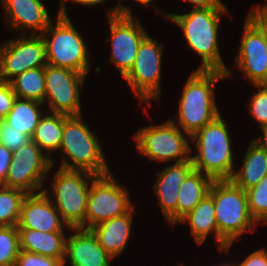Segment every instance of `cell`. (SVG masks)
I'll list each match as a JSON object with an SVG mask.
<instances>
[{"label":"cell","mask_w":267,"mask_h":266,"mask_svg":"<svg viewBox=\"0 0 267 266\" xmlns=\"http://www.w3.org/2000/svg\"><path fill=\"white\" fill-rule=\"evenodd\" d=\"M227 14L226 8L192 9L186 14H166L183 31L188 46L202 59L198 70H217L231 72L225 66L218 46V28L221 14Z\"/></svg>","instance_id":"1"},{"label":"cell","mask_w":267,"mask_h":266,"mask_svg":"<svg viewBox=\"0 0 267 266\" xmlns=\"http://www.w3.org/2000/svg\"><path fill=\"white\" fill-rule=\"evenodd\" d=\"M227 78L226 72L217 70L193 71L183 88L179 101L176 124L184 133L192 137L206 124L214 121L220 113L214 99V85Z\"/></svg>","instance_id":"2"},{"label":"cell","mask_w":267,"mask_h":266,"mask_svg":"<svg viewBox=\"0 0 267 266\" xmlns=\"http://www.w3.org/2000/svg\"><path fill=\"white\" fill-rule=\"evenodd\" d=\"M208 195L215 207L218 248L227 252L233 242L257 226V222L250 214L246 191L231 180H214Z\"/></svg>","instance_id":"3"},{"label":"cell","mask_w":267,"mask_h":266,"mask_svg":"<svg viewBox=\"0 0 267 266\" xmlns=\"http://www.w3.org/2000/svg\"><path fill=\"white\" fill-rule=\"evenodd\" d=\"M222 116L206 124L190 139L197 144L196 155L191 156L195 170L213 180H230L234 173L231 137Z\"/></svg>","instance_id":"4"},{"label":"cell","mask_w":267,"mask_h":266,"mask_svg":"<svg viewBox=\"0 0 267 266\" xmlns=\"http://www.w3.org/2000/svg\"><path fill=\"white\" fill-rule=\"evenodd\" d=\"M60 4L56 25L50 23L41 34L47 64L87 75L90 70L88 47L69 19L65 1L61 0Z\"/></svg>","instance_id":"5"},{"label":"cell","mask_w":267,"mask_h":266,"mask_svg":"<svg viewBox=\"0 0 267 266\" xmlns=\"http://www.w3.org/2000/svg\"><path fill=\"white\" fill-rule=\"evenodd\" d=\"M82 115H63V134L60 151L71 159L65 160L60 168L66 170L86 171L96 176L110 173L104 154L94 132L82 121Z\"/></svg>","instance_id":"6"},{"label":"cell","mask_w":267,"mask_h":266,"mask_svg":"<svg viewBox=\"0 0 267 266\" xmlns=\"http://www.w3.org/2000/svg\"><path fill=\"white\" fill-rule=\"evenodd\" d=\"M95 177L86 171L58 169L52 184L55 200L51 197V201L68 227L85 229L89 182Z\"/></svg>","instance_id":"7"},{"label":"cell","mask_w":267,"mask_h":266,"mask_svg":"<svg viewBox=\"0 0 267 266\" xmlns=\"http://www.w3.org/2000/svg\"><path fill=\"white\" fill-rule=\"evenodd\" d=\"M173 120L160 125L140 128L133 136L138 151L152 161L166 162L174 160L176 163L191 159L192 148L187 133L182 134ZM184 134L186 137H184Z\"/></svg>","instance_id":"8"},{"label":"cell","mask_w":267,"mask_h":266,"mask_svg":"<svg viewBox=\"0 0 267 266\" xmlns=\"http://www.w3.org/2000/svg\"><path fill=\"white\" fill-rule=\"evenodd\" d=\"M107 18L112 35L110 59L124 77L132 68L138 47L148 33L140 22H134L132 11L122 3L108 10Z\"/></svg>","instance_id":"9"},{"label":"cell","mask_w":267,"mask_h":266,"mask_svg":"<svg viewBox=\"0 0 267 266\" xmlns=\"http://www.w3.org/2000/svg\"><path fill=\"white\" fill-rule=\"evenodd\" d=\"M90 183L85 229L122 216L134 208L129 199V191L123 189L124 187L115 180L111 172L96 176Z\"/></svg>","instance_id":"10"},{"label":"cell","mask_w":267,"mask_h":266,"mask_svg":"<svg viewBox=\"0 0 267 266\" xmlns=\"http://www.w3.org/2000/svg\"><path fill=\"white\" fill-rule=\"evenodd\" d=\"M162 54V45L148 34L138 47L132 68L123 77L142 103L152 99L159 102Z\"/></svg>","instance_id":"11"},{"label":"cell","mask_w":267,"mask_h":266,"mask_svg":"<svg viewBox=\"0 0 267 266\" xmlns=\"http://www.w3.org/2000/svg\"><path fill=\"white\" fill-rule=\"evenodd\" d=\"M53 159L32 140L13 152V159L2 186L35 194L47 180L46 173L53 166Z\"/></svg>","instance_id":"12"},{"label":"cell","mask_w":267,"mask_h":266,"mask_svg":"<svg viewBox=\"0 0 267 266\" xmlns=\"http://www.w3.org/2000/svg\"><path fill=\"white\" fill-rule=\"evenodd\" d=\"M87 75L61 67L45 66V102L52 113L81 115L80 89ZM81 87V88H80Z\"/></svg>","instance_id":"13"},{"label":"cell","mask_w":267,"mask_h":266,"mask_svg":"<svg viewBox=\"0 0 267 266\" xmlns=\"http://www.w3.org/2000/svg\"><path fill=\"white\" fill-rule=\"evenodd\" d=\"M47 65L45 42L40 34L8 40L0 46V80L9 82L22 72Z\"/></svg>","instance_id":"14"},{"label":"cell","mask_w":267,"mask_h":266,"mask_svg":"<svg viewBox=\"0 0 267 266\" xmlns=\"http://www.w3.org/2000/svg\"><path fill=\"white\" fill-rule=\"evenodd\" d=\"M253 85H267V44L264 31L248 16L236 64Z\"/></svg>","instance_id":"15"},{"label":"cell","mask_w":267,"mask_h":266,"mask_svg":"<svg viewBox=\"0 0 267 266\" xmlns=\"http://www.w3.org/2000/svg\"><path fill=\"white\" fill-rule=\"evenodd\" d=\"M44 189L35 194H27L24 198L17 229H32L42 232H64L63 228L70 227L63 221Z\"/></svg>","instance_id":"16"},{"label":"cell","mask_w":267,"mask_h":266,"mask_svg":"<svg viewBox=\"0 0 267 266\" xmlns=\"http://www.w3.org/2000/svg\"><path fill=\"white\" fill-rule=\"evenodd\" d=\"M194 169L192 159L171 164L158 173L154 191L157 194L161 210L167 222L177 224V201L180 185Z\"/></svg>","instance_id":"17"},{"label":"cell","mask_w":267,"mask_h":266,"mask_svg":"<svg viewBox=\"0 0 267 266\" xmlns=\"http://www.w3.org/2000/svg\"><path fill=\"white\" fill-rule=\"evenodd\" d=\"M4 14L12 30H22L25 35L26 30L32 29V34L40 35L52 22L45 4L41 0H1ZM51 20V21H50ZM16 28V29H15ZM25 29V31H24ZM38 30V33L36 32ZM40 31V32H39ZM35 32V33H34Z\"/></svg>","instance_id":"18"},{"label":"cell","mask_w":267,"mask_h":266,"mask_svg":"<svg viewBox=\"0 0 267 266\" xmlns=\"http://www.w3.org/2000/svg\"><path fill=\"white\" fill-rule=\"evenodd\" d=\"M70 230L74 234L66 238L65 256L71 266H110L113 257L98 243L90 229Z\"/></svg>","instance_id":"19"},{"label":"cell","mask_w":267,"mask_h":266,"mask_svg":"<svg viewBox=\"0 0 267 266\" xmlns=\"http://www.w3.org/2000/svg\"><path fill=\"white\" fill-rule=\"evenodd\" d=\"M133 208L122 216L114 217L90 228L98 243L113 258L122 253L131 233Z\"/></svg>","instance_id":"20"},{"label":"cell","mask_w":267,"mask_h":266,"mask_svg":"<svg viewBox=\"0 0 267 266\" xmlns=\"http://www.w3.org/2000/svg\"><path fill=\"white\" fill-rule=\"evenodd\" d=\"M20 250L52 257L65 259L66 235L64 232H42L32 229H18Z\"/></svg>","instance_id":"21"},{"label":"cell","mask_w":267,"mask_h":266,"mask_svg":"<svg viewBox=\"0 0 267 266\" xmlns=\"http://www.w3.org/2000/svg\"><path fill=\"white\" fill-rule=\"evenodd\" d=\"M239 171H234L231 181L243 190L256 186L267 175V152L251 141Z\"/></svg>","instance_id":"22"},{"label":"cell","mask_w":267,"mask_h":266,"mask_svg":"<svg viewBox=\"0 0 267 266\" xmlns=\"http://www.w3.org/2000/svg\"><path fill=\"white\" fill-rule=\"evenodd\" d=\"M213 179L193 169L179 186L177 201V223L191 212L208 194Z\"/></svg>","instance_id":"23"},{"label":"cell","mask_w":267,"mask_h":266,"mask_svg":"<svg viewBox=\"0 0 267 266\" xmlns=\"http://www.w3.org/2000/svg\"><path fill=\"white\" fill-rule=\"evenodd\" d=\"M187 221L190 224L191 234L195 238L196 243H204L211 232L214 233V237L218 243L215 207L213 199L209 195L202 199L179 223H185Z\"/></svg>","instance_id":"24"},{"label":"cell","mask_w":267,"mask_h":266,"mask_svg":"<svg viewBox=\"0 0 267 266\" xmlns=\"http://www.w3.org/2000/svg\"><path fill=\"white\" fill-rule=\"evenodd\" d=\"M63 134V114H43L31 137L42 151L50 157L53 151L60 150Z\"/></svg>","instance_id":"25"},{"label":"cell","mask_w":267,"mask_h":266,"mask_svg":"<svg viewBox=\"0 0 267 266\" xmlns=\"http://www.w3.org/2000/svg\"><path fill=\"white\" fill-rule=\"evenodd\" d=\"M42 103L16 97L13 107L4 120L21 133L32 137L43 112ZM42 112V113H41Z\"/></svg>","instance_id":"26"},{"label":"cell","mask_w":267,"mask_h":266,"mask_svg":"<svg viewBox=\"0 0 267 266\" xmlns=\"http://www.w3.org/2000/svg\"><path fill=\"white\" fill-rule=\"evenodd\" d=\"M18 98L45 102V67L28 69L9 81Z\"/></svg>","instance_id":"27"},{"label":"cell","mask_w":267,"mask_h":266,"mask_svg":"<svg viewBox=\"0 0 267 266\" xmlns=\"http://www.w3.org/2000/svg\"><path fill=\"white\" fill-rule=\"evenodd\" d=\"M27 193L0 185V226H17Z\"/></svg>","instance_id":"28"},{"label":"cell","mask_w":267,"mask_h":266,"mask_svg":"<svg viewBox=\"0 0 267 266\" xmlns=\"http://www.w3.org/2000/svg\"><path fill=\"white\" fill-rule=\"evenodd\" d=\"M19 251L17 226H0V266H14Z\"/></svg>","instance_id":"29"},{"label":"cell","mask_w":267,"mask_h":266,"mask_svg":"<svg viewBox=\"0 0 267 266\" xmlns=\"http://www.w3.org/2000/svg\"><path fill=\"white\" fill-rule=\"evenodd\" d=\"M247 203L253 219L267 222V175L253 188L246 190Z\"/></svg>","instance_id":"30"},{"label":"cell","mask_w":267,"mask_h":266,"mask_svg":"<svg viewBox=\"0 0 267 266\" xmlns=\"http://www.w3.org/2000/svg\"><path fill=\"white\" fill-rule=\"evenodd\" d=\"M30 141L31 137L29 135L21 133L19 130L13 128V126L4 119L0 120V143L11 152H15Z\"/></svg>","instance_id":"31"},{"label":"cell","mask_w":267,"mask_h":266,"mask_svg":"<svg viewBox=\"0 0 267 266\" xmlns=\"http://www.w3.org/2000/svg\"><path fill=\"white\" fill-rule=\"evenodd\" d=\"M259 91L252 96L249 112L259 122V128L267 127V85H254Z\"/></svg>","instance_id":"32"},{"label":"cell","mask_w":267,"mask_h":266,"mask_svg":"<svg viewBox=\"0 0 267 266\" xmlns=\"http://www.w3.org/2000/svg\"><path fill=\"white\" fill-rule=\"evenodd\" d=\"M64 260L20 250L14 266H63Z\"/></svg>","instance_id":"33"},{"label":"cell","mask_w":267,"mask_h":266,"mask_svg":"<svg viewBox=\"0 0 267 266\" xmlns=\"http://www.w3.org/2000/svg\"><path fill=\"white\" fill-rule=\"evenodd\" d=\"M16 97L10 83L0 80V120L10 112Z\"/></svg>","instance_id":"34"},{"label":"cell","mask_w":267,"mask_h":266,"mask_svg":"<svg viewBox=\"0 0 267 266\" xmlns=\"http://www.w3.org/2000/svg\"><path fill=\"white\" fill-rule=\"evenodd\" d=\"M12 159L13 152L0 143V185L4 184Z\"/></svg>","instance_id":"35"},{"label":"cell","mask_w":267,"mask_h":266,"mask_svg":"<svg viewBox=\"0 0 267 266\" xmlns=\"http://www.w3.org/2000/svg\"><path fill=\"white\" fill-rule=\"evenodd\" d=\"M238 266H267V250L262 248L252 252Z\"/></svg>","instance_id":"36"},{"label":"cell","mask_w":267,"mask_h":266,"mask_svg":"<svg viewBox=\"0 0 267 266\" xmlns=\"http://www.w3.org/2000/svg\"><path fill=\"white\" fill-rule=\"evenodd\" d=\"M194 5V9L226 8L221 0H185Z\"/></svg>","instance_id":"37"},{"label":"cell","mask_w":267,"mask_h":266,"mask_svg":"<svg viewBox=\"0 0 267 266\" xmlns=\"http://www.w3.org/2000/svg\"><path fill=\"white\" fill-rule=\"evenodd\" d=\"M249 14L256 20L267 22V3L262 7L260 5L257 8L255 7Z\"/></svg>","instance_id":"38"},{"label":"cell","mask_w":267,"mask_h":266,"mask_svg":"<svg viewBox=\"0 0 267 266\" xmlns=\"http://www.w3.org/2000/svg\"><path fill=\"white\" fill-rule=\"evenodd\" d=\"M261 130L263 132L262 138L254 141L257 142L267 152V127H263Z\"/></svg>","instance_id":"39"},{"label":"cell","mask_w":267,"mask_h":266,"mask_svg":"<svg viewBox=\"0 0 267 266\" xmlns=\"http://www.w3.org/2000/svg\"><path fill=\"white\" fill-rule=\"evenodd\" d=\"M71 1L76 2L77 4L84 5V6L86 5L94 6V5H98V4L105 2V0H71Z\"/></svg>","instance_id":"40"},{"label":"cell","mask_w":267,"mask_h":266,"mask_svg":"<svg viewBox=\"0 0 267 266\" xmlns=\"http://www.w3.org/2000/svg\"><path fill=\"white\" fill-rule=\"evenodd\" d=\"M248 16L264 31L265 41L267 44V22L254 19L250 14Z\"/></svg>","instance_id":"41"},{"label":"cell","mask_w":267,"mask_h":266,"mask_svg":"<svg viewBox=\"0 0 267 266\" xmlns=\"http://www.w3.org/2000/svg\"><path fill=\"white\" fill-rule=\"evenodd\" d=\"M153 0H136V2L142 4V5H149Z\"/></svg>","instance_id":"42"},{"label":"cell","mask_w":267,"mask_h":266,"mask_svg":"<svg viewBox=\"0 0 267 266\" xmlns=\"http://www.w3.org/2000/svg\"><path fill=\"white\" fill-rule=\"evenodd\" d=\"M218 266V265H217ZM220 266H238L237 264H231V263H227V264H225V263H223L222 265H220Z\"/></svg>","instance_id":"43"}]
</instances>
